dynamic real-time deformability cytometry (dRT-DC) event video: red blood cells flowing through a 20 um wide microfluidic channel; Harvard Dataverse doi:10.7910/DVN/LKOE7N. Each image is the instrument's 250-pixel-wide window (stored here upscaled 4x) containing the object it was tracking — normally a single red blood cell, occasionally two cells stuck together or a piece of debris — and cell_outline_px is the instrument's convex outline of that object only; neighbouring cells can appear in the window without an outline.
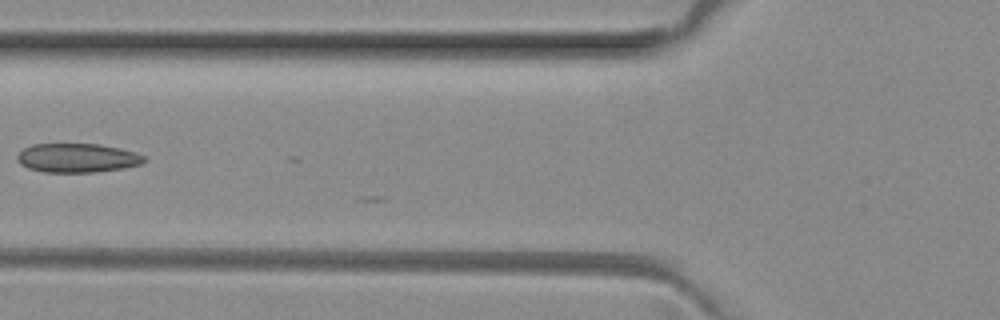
{"species": "common noctule bat (a hibernating species)", "species_latin": "Nyctalus noctula", "temperature_condition": "room temperature", "stored_images_in_passage": 7, "camera_frame_rate_fps": 3000, "um_per_image_px": 0.085, "animal": {"sex": "female", "body_mass_g": 29.2, "forearm_length_mm": 56.3}, "frame": {"image": 1, "passage_image": 5, "time_ms": 1.333, "image_size_px": [1000, 320], "cell_outline_px": [[148, 160], [140, 164], [124, 168], [92, 172], [44, 172], [28, 168], [20, 164], [16, 160], [16, 156], [24, 148], [32, 144], [100, 144], [120, 148], [136, 152], [144, 156]], "centroid_in_image_um": [6.57, 13.42], "position_along_channel_um": 119.2, "area_um2": 21.56}}
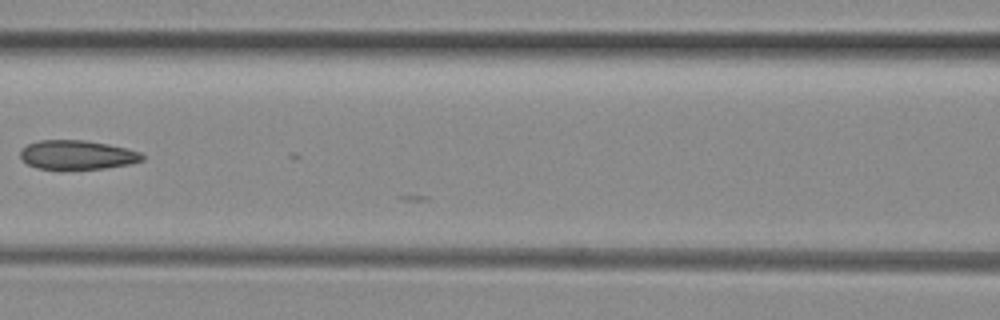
{"frame": {"image": 2, "passage_image": 6, "time_ms": 1.667, "image_size_px": [1000, 320], "cell_outline_px": [[144, 160], [132, 164], [104, 168], [64, 172], [36, 168], [28, 164], [20, 156], [20, 152], [28, 144], [40, 140], [84, 140], [108, 144], [140, 152], [144, 156]], "centroid_in_image_um": [6.56, 13.21], "position_along_channel_um": 160.0, "area_um2": 21.33}}
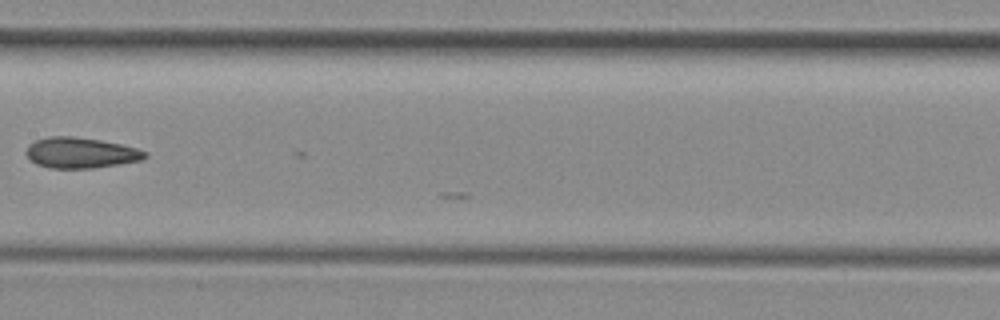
{"frame": {"image": 3, "passage_image": 7, "time_ms": 2.0, "image_size_px": [1000, 320], "cell_outline_px": [[148, 156], [140, 160], [120, 164], [92, 168], [52, 168], [36, 164], [24, 152], [28, 144], [36, 140], [48, 136], [72, 136], [100, 140], [120, 144], [136, 148], [148, 152]], "centroid_in_image_um": [6.84, 12.98], "position_along_channel_um": 200.6, "area_um2": 21.21}}